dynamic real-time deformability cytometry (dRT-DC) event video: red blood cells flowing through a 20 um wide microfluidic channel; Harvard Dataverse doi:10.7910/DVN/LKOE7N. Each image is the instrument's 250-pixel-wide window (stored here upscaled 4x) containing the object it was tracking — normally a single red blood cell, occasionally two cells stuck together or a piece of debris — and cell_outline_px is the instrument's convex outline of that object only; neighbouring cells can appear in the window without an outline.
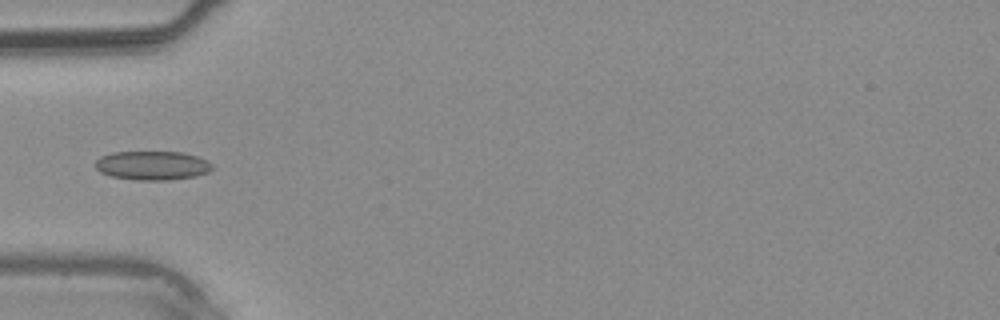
{"species": "common noctule bat (a hibernating species)", "species_latin": "Nyctalus noctula", "temperature_condition": "warm", "stored_images_in_passage": 27, "camera_frame_rate_fps": 3000, "um_per_image_px": 0.085, "animal": {"sex": "male", "body_mass_g": 20.4}, "frame": {"image": 1, "passage_image": 1, "time_ms": 0.0, "image_size_px": [1000, 320], "cell_outline_px": [[212, 168], [208, 172], [196, 176], [168, 180], [136, 180], [112, 176], [100, 172], [96, 168], [96, 160], [100, 156], [112, 152], [184, 152], [208, 160], [212, 164]], "centroid_in_image_um": [12.96, 14.06], "position_along_channel_um": 72.0, "area_um2": 19.77}}
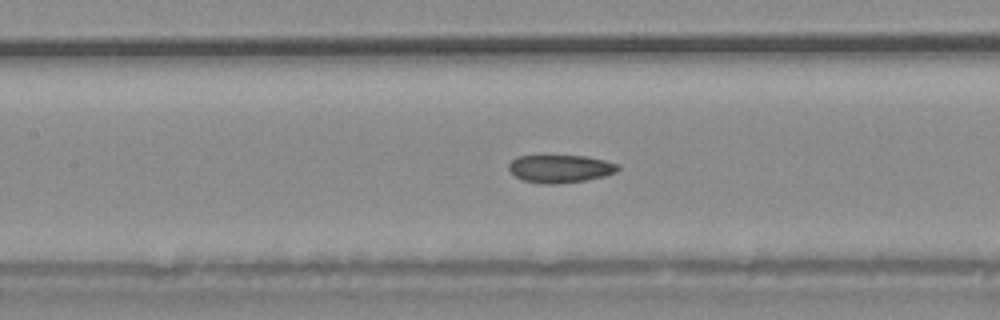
{"frame": {"image": 2, "passage_image": 6, "time_ms": 1.667, "image_size_px": [1000, 320], "cell_outline_px": [[620, 168], [616, 172], [604, 176], [584, 180], [556, 184], [544, 184], [524, 180], [516, 176], [508, 168], [508, 164], [516, 156], [584, 156], [604, 160], [620, 164]], "centroid_in_image_um": [47.63, 14.33], "position_along_channel_um": 159.8, "area_um2": 17.57}}
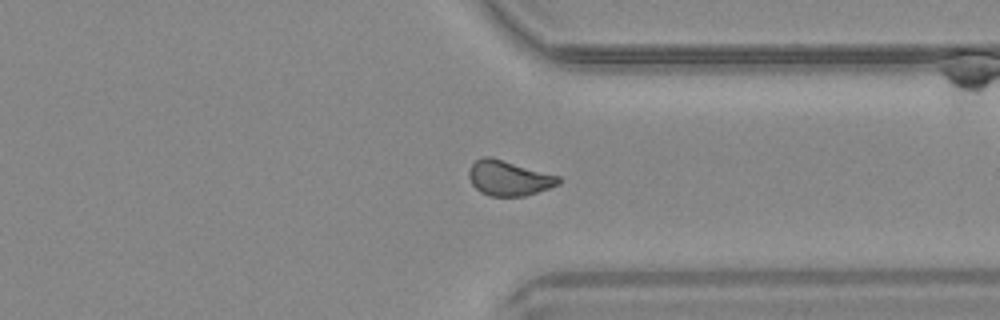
{"frame": {"image": 3, "passage_image": 18, "time_ms": 5.667, "image_size_px": [1000, 320], "cell_outline_px": [[560, 184], [524, 196], [488, 196], [480, 192], [472, 184], [468, 176], [468, 172], [472, 164], [476, 160], [484, 156], [492, 156], [560, 176]], "centroid_in_image_um": [43.23, 15.12], "position_along_channel_um": 368.2, "area_um2": 18.44}}